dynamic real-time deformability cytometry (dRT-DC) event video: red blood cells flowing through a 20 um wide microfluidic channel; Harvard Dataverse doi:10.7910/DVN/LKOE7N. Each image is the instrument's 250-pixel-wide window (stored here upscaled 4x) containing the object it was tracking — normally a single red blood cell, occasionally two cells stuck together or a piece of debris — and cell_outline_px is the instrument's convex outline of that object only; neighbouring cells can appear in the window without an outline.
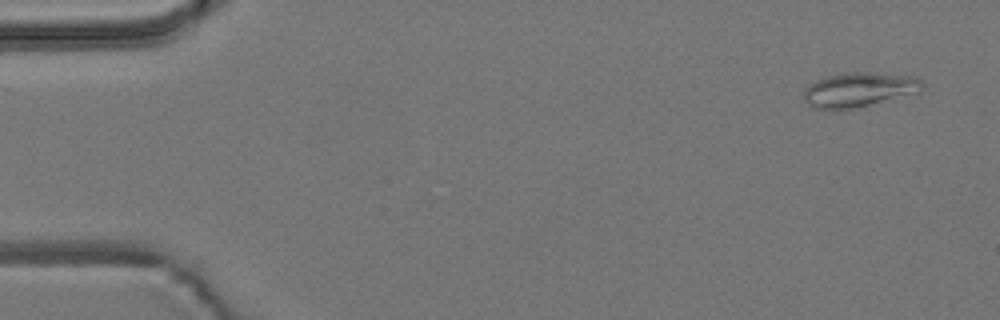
{"species": "common noctule bat (a hibernating species)", "species_latin": "Nyctalus noctula", "temperature_condition": "room temperature", "stored_images_in_passage": 5, "camera_frame_rate_fps": 3000, "um_per_image_px": 0.085, "animal": {"sex": "male", "body_mass_g": 19.2, "forearm_length_mm": 51.8}, "frame": {"image": 1, "passage_image": 1, "time_ms": 0.0, "image_size_px": [1000, 320], "cell_outline_px": [[924, 84], [916, 92], [860, 108], [812, 108], [804, 100], [804, 88], [808, 84], [824, 76], [844, 72], [868, 72], [916, 76]], "centroid_in_image_um": [72.97, 7.6], "position_along_channel_um": 12.0, "area_um2": 23.81}}